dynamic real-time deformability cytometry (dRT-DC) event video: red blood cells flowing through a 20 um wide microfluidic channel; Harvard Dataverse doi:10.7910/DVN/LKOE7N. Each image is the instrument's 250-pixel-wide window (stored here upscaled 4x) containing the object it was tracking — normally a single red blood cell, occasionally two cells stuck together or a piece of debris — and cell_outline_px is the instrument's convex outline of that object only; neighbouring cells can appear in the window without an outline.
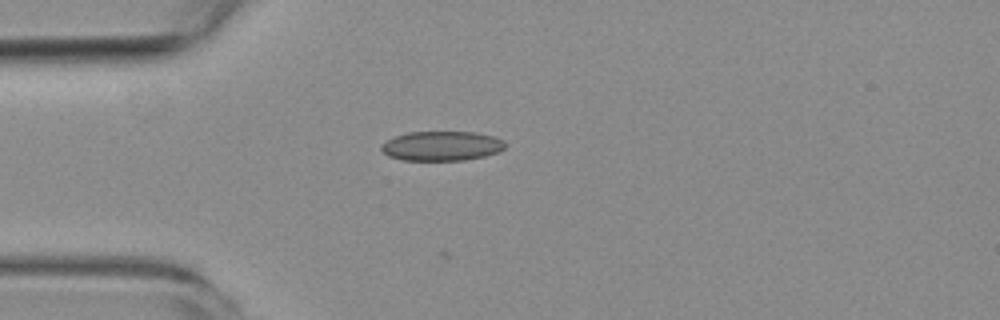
{"species": "common noctule bat (a hibernating species)", "species_latin": "Nyctalus noctula", "temperature_condition": "room temperature", "stored_images_in_passage": 1, "camera_frame_rate_fps": 3000, "um_per_image_px": 0.085, "animal": {"sex": "female", "body_mass_g": 19.3, "forearm_length_mm": 54.1}, "frame": {"image": 1, "passage_image": 1, "time_ms": 0.0, "image_size_px": [1000, 320], "cell_outline_px": [[504, 148], [500, 152], [484, 156], [464, 160], [400, 160], [388, 156], [380, 148], [388, 140], [396, 136], [408, 132], [476, 132], [492, 136], [504, 140]], "centroid_in_image_um": [37.56, 12.41], "position_along_channel_um": 47.4, "area_um2": 21.21}}